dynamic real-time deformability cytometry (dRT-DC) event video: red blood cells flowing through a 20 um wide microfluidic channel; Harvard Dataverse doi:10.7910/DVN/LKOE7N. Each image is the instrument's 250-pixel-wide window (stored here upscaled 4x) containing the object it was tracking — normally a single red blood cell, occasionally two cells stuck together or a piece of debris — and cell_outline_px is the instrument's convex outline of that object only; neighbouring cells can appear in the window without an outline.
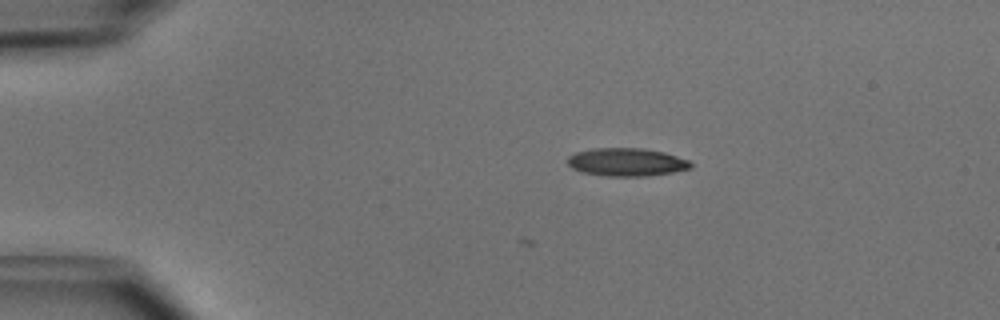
{"species": "common noctule bat (a hibernating species)", "species_latin": "Nyctalus noctula", "temperature_condition": "cold", "stored_images_in_passage": 4, "camera_frame_rate_fps": 3000, "um_per_image_px": 0.085, "animal": {"sex": "male", "body_mass_g": 15.6}, "frame": {"image": 1, "passage_image": 1, "time_ms": 0.0, "image_size_px": [1000, 320], "cell_outline_px": [[692, 168], [672, 172], [648, 176], [608, 176], [580, 172], [572, 168], [568, 164], [568, 156], [576, 152], [592, 148], [644, 148], [664, 152], [688, 160], [692, 164]], "centroid_in_image_um": [53.24, 13.78], "position_along_channel_um": 31.8, "area_um2": 20.17}}